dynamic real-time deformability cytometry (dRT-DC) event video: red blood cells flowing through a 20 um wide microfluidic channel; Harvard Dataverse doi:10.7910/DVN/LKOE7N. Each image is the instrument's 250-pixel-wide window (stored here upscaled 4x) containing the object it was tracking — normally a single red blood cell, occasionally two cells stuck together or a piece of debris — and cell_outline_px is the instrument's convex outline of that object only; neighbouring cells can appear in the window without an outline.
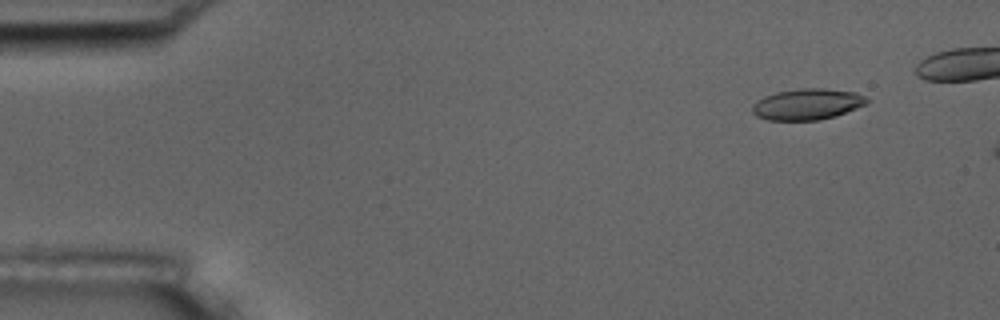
{"species": "common noctule bat (a hibernating species)", "species_latin": "Nyctalus noctula", "temperature_condition": "room temperature", "stored_images_in_passage": 3, "camera_frame_rate_fps": 3000, "um_per_image_px": 0.085, "animal": {"sex": "male", "body_mass_g": 17.5, "forearm_length_mm": 52.3}, "frame": {"image": 1, "passage_image": 1, "time_ms": 0.0, "image_size_px": [1000, 320], "cell_outline_px": [[868, 104], [836, 116], [820, 120], [768, 120], [756, 116], [752, 112], [752, 104], [756, 100], [764, 96], [776, 92], [800, 88], [824, 88], [856, 92], [864, 96], [868, 100]], "centroid_in_image_um": [68.61, 8.86], "position_along_channel_um": 16.4, "area_um2": 20.98}}